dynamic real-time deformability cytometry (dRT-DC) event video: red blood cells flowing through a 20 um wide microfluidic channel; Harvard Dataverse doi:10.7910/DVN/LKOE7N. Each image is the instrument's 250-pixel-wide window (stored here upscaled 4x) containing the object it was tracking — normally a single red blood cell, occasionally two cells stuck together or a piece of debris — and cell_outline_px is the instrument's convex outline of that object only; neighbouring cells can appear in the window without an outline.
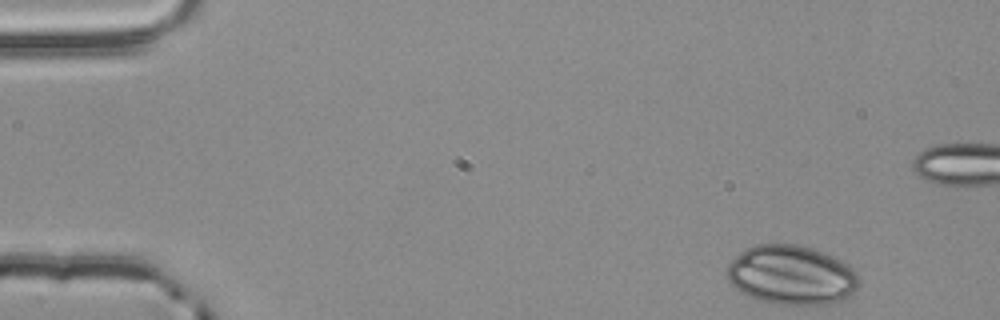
{"species": "common noctule bat (a hibernating species)", "species_latin": "Nyctalus noctula", "temperature_condition": "room temperature", "stored_images_in_passage": 4, "camera_frame_rate_fps": 3000, "um_per_image_px": 0.085, "animal": {"sex": "male", "body_mass_g": 20.4}, "frame": {"image": 1, "passage_image": 1, "time_ms": 0.0, "image_size_px": [1000, 320], "cell_outline_px": [[860, 284], [848, 296], [832, 304], [772, 304], [756, 300], [740, 292], [728, 284], [728, 264], [740, 252], [756, 244], [796, 244], [832, 256], [840, 260], [852, 268], [856, 272], [860, 280]], "centroid_in_image_um": [67.24, 23.4], "position_along_channel_um": 17.8, "area_um2": 45.55}}